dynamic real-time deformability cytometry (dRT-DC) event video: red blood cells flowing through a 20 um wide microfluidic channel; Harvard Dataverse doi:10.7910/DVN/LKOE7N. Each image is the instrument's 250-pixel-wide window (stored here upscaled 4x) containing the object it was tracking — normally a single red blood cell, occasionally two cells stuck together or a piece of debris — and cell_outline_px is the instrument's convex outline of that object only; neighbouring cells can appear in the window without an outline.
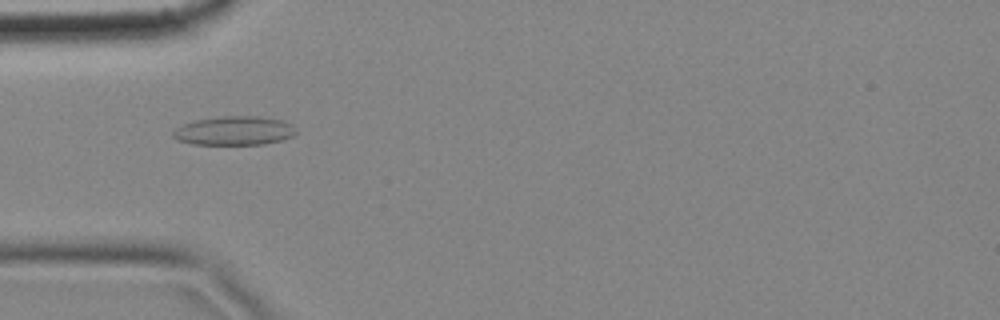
{"species": "common noctule bat (a hibernating species)", "species_latin": "Nyctalus noctula", "temperature_condition": "cold", "stored_images_in_passage": 6, "camera_frame_rate_fps": 3000, "um_per_image_px": 0.085, "animal": {"sex": "female", "body_mass_g": 18.4}, "frame": {"image": 1, "passage_image": 5, "time_ms": 1.333, "image_size_px": [1000, 320], "cell_outline_px": [[296, 132], [292, 136], [280, 140], [264, 144], [192, 144], [176, 140], [172, 136], [172, 132], [176, 128], [184, 124], [196, 120], [224, 116], [256, 116], [280, 120], [292, 124]], "centroid_in_image_um": [19.88, 11.11], "position_along_channel_um": 65.1, "area_um2": 20.52}}